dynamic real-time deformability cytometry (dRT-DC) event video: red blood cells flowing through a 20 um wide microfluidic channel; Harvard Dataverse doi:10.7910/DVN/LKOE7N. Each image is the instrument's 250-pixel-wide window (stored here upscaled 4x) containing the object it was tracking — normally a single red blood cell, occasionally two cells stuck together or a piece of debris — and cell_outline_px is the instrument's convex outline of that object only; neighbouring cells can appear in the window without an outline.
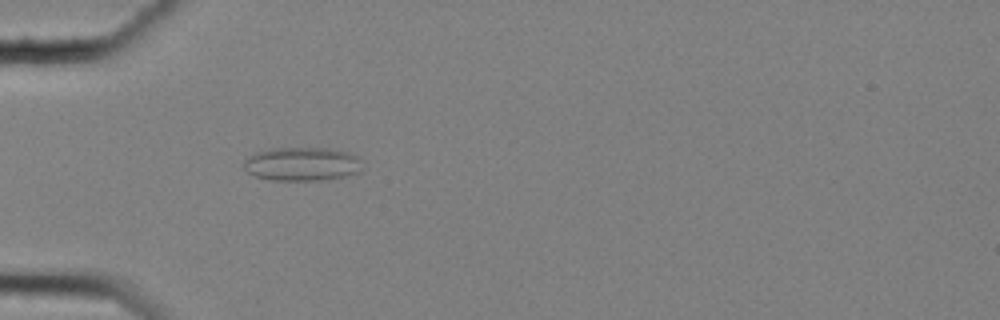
{"species": "common noctule bat (a hibernating species)", "species_latin": "Nyctalus noctula", "temperature_condition": "cold", "stored_images_in_passage": 7, "camera_frame_rate_fps": 3000, "um_per_image_px": 0.085, "animal": {"sex": "female", "body_mass_g": 25.1}, "frame": {"image": 1, "passage_image": 1, "time_ms": 0.0, "image_size_px": [1000, 320], "cell_outline_px": [[360, 172], [344, 176], [320, 180], [272, 180], [256, 176], [248, 172], [244, 168], [244, 160], [248, 156], [260, 152], [276, 148], [324, 148], [348, 152], [360, 156]], "centroid_in_image_um": [25.69, 13.94], "position_along_channel_um": 59.3, "area_um2": 23.0}}
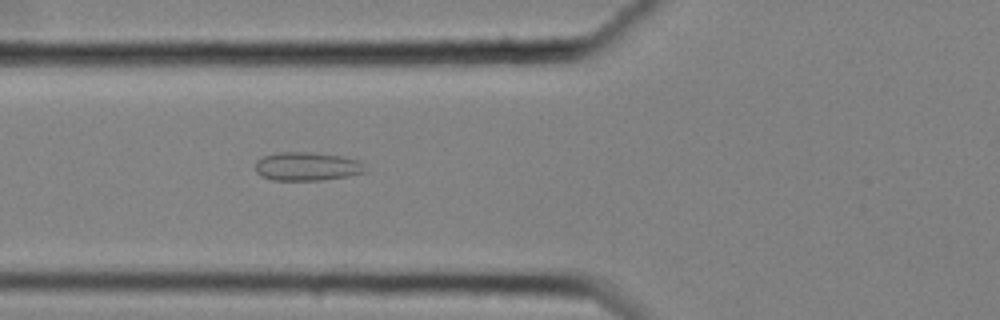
{"frame": {"image": 2, "passage_image": 5, "time_ms": 1.333, "image_size_px": [1000, 320], "cell_outline_px": [[368, 168], [364, 172], [348, 176], [320, 180], [272, 180], [260, 176], [256, 172], [256, 160], [264, 156], [276, 152], [312, 152], [344, 156], [360, 160]], "centroid_in_image_um": [26.11, 14.13], "position_along_channel_um": 99.7, "area_um2": 18.55}}